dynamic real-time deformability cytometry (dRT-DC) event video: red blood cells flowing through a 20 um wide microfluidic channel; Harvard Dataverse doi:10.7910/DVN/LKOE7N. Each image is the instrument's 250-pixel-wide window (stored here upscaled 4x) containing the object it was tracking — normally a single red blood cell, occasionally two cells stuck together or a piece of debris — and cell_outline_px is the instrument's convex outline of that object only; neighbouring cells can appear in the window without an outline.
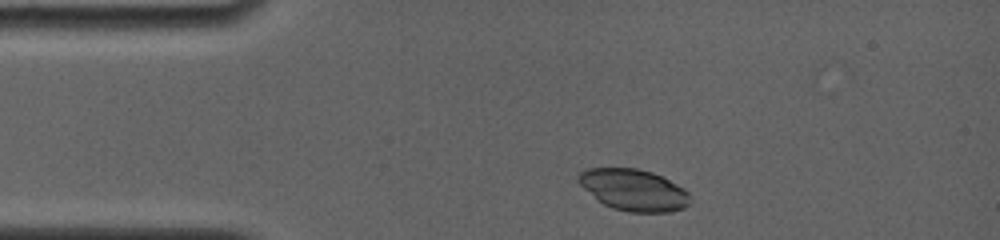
{"species": "common noctule bat (a hibernating species)", "species_latin": "Nyctalus noctula", "temperature_condition": "room temperature", "stored_images_in_passage": 7, "camera_frame_rate_fps": 4000, "um_per_image_px": 0.085, "animal": {"sex": "female", "body_mass_g": 19.0, "forearm_length_mm": 56.7}, "frame": {"image": 1, "passage_image": 1, "time_ms": 0.0, "image_size_px": [1000, 240], "cell_outline_px": [[688, 204], [684, 208], [668, 212], [628, 212], [612, 208], [596, 200], [576, 180], [576, 176], [584, 168], [636, 168], [652, 172], [664, 176], [684, 188], [688, 192]], "centroid_in_image_um": [53.83, 16.13], "position_along_channel_um": 31.2, "area_um2": 27.22}}
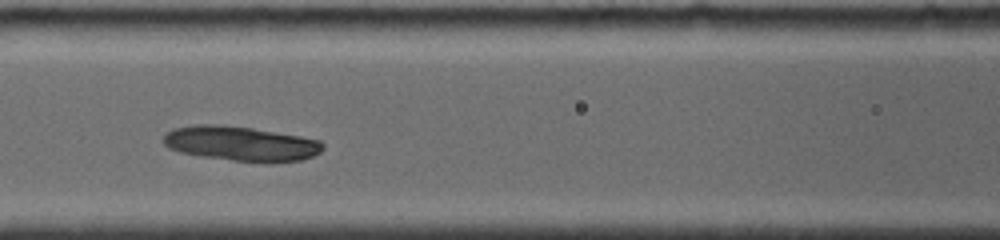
{"frame": {"image": 2, "passage_image": 5, "time_ms": 4.0, "image_size_px": [1000, 240], "cell_outline_px": [[324, 148], [320, 152], [312, 156], [300, 160], [268, 164], [232, 160], [200, 156], [180, 152], [168, 148], [164, 144], [164, 136], [172, 128], [196, 124], [220, 124], [252, 128], [300, 136], [320, 140], [324, 144]], "centroid_in_image_um": [20.49, 12.21], "position_along_channel_um": 146.1, "area_um2": 32.6}}
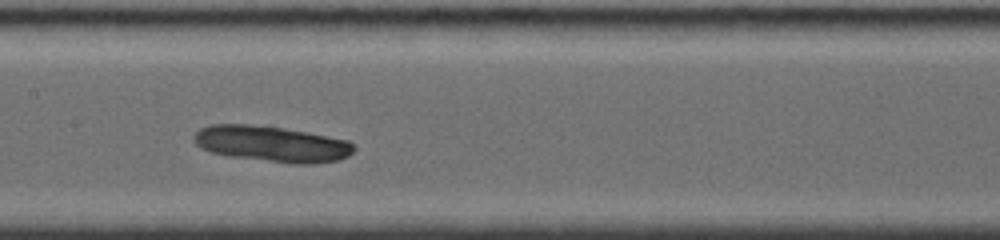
{"frame": {"image": 3, "passage_image": 6, "time_ms": 5.0, "image_size_px": [1000, 240], "cell_outline_px": [[356, 148], [348, 156], [336, 160], [312, 164], [296, 164], [228, 156], [212, 152], [200, 148], [196, 144], [192, 136], [200, 128], [208, 124], [248, 124], [284, 128], [308, 132], [348, 140]], "centroid_in_image_um": [23.07, 12.22], "position_along_channel_um": 184.3, "area_um2": 33.52}}